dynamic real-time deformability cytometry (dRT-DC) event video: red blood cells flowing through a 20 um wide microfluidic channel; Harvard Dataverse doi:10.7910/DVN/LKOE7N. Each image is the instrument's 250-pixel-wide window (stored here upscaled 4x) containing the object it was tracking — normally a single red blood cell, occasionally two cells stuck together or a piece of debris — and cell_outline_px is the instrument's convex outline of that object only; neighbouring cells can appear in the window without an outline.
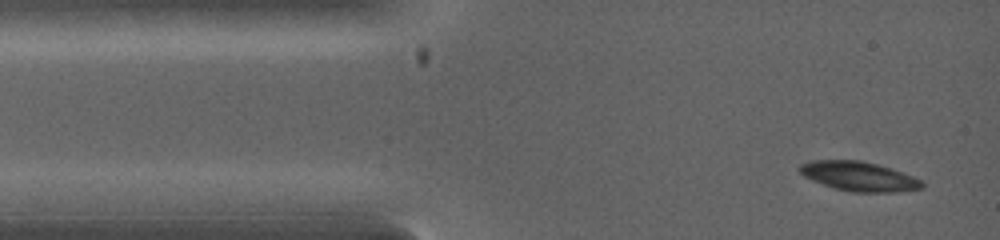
{"species": "common noctule bat (a hibernating species)", "species_latin": "Nyctalus noctula", "temperature_condition": "warm", "stored_images_in_passage": 15, "camera_frame_rate_fps": 5000, "um_per_image_px": 0.085, "animal": {"sex": "female", "body_mass_g": 19.0, "forearm_length_mm": 53.3}, "frame": {"image": 1, "passage_image": 1, "time_ms": 0.0, "image_size_px": [1000, 240], "cell_outline_px": [[924, 188], [896, 192], [852, 192], [836, 188], [812, 180], [804, 176], [800, 172], [800, 164], [812, 160], [860, 160], [892, 168], [912, 176], [920, 180], [924, 184]], "centroid_in_image_um": [73.03, 14.98], "position_along_channel_um": 12.0, "area_um2": 20.81}}
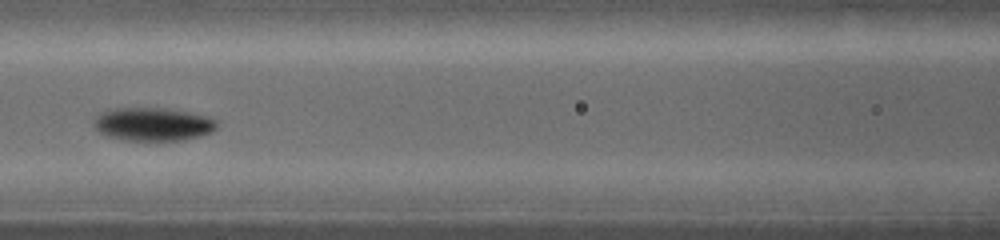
{"frame": {"image": 2, "passage_image": 9, "time_ms": 3.4, "image_size_px": [1000, 240], "cell_outline_px": [[216, 128], [212, 132], [200, 136], [180, 140], [124, 140], [108, 136], [100, 132], [96, 128], [92, 120], [100, 112], [116, 108], [164, 108], [188, 112], [208, 116], [216, 120]], "centroid_in_image_um": [12.99, 10.55], "position_along_channel_um": 153.6, "area_um2": 23.76}}
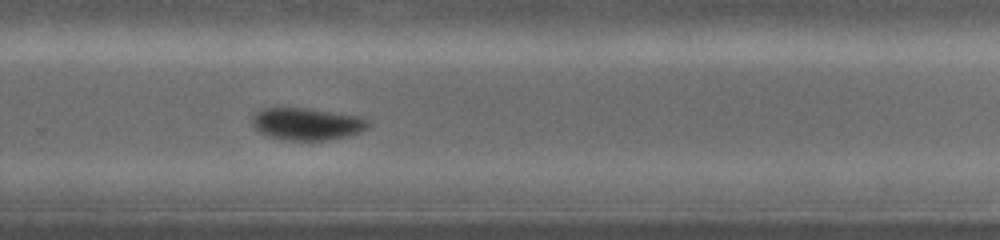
{"frame": {"image": 3, "passage_image": 15, "time_ms": 6.0, "image_size_px": [1000, 240], "cell_outline_px": [[372, 124], [368, 128], [360, 132], [348, 136], [328, 140], [284, 140], [264, 136], [252, 124], [252, 116], [256, 112], [264, 108], [308, 108], [360, 116], [372, 120]], "centroid_in_image_um": [26.13, 10.54], "position_along_channel_um": 303.7, "area_um2": 22.14}}